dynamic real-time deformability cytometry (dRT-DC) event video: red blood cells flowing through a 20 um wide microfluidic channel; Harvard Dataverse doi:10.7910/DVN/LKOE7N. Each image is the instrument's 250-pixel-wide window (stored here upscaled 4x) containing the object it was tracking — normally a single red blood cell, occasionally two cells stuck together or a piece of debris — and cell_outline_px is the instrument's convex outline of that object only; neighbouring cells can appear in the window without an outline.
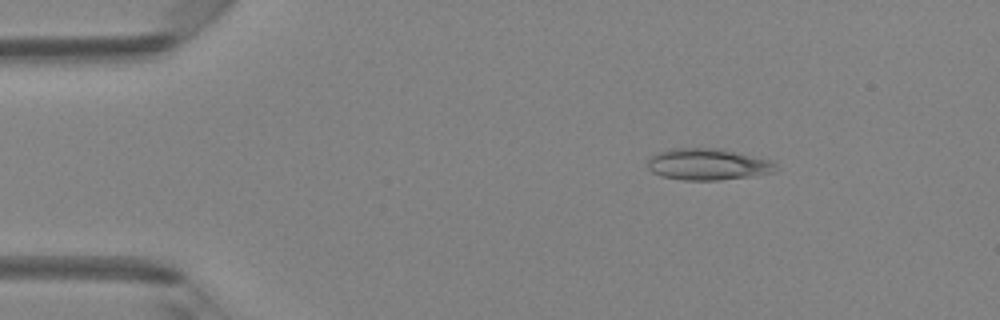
{"species": "Egyptian fruit bat (a non-hibernating species)", "species_latin": "Rousettus aegyptiacus", "temperature_condition": "room temperature", "stored_images_in_passage": 48, "camera_frame_rate_fps": 3000, "um_per_image_px": 0.085, "animal": {"sex": "female"}, "frame": {"image": 1, "passage_image": 7, "time_ms": 2.0, "image_size_px": [1000, 320], "cell_outline_px": [[776, 172], [720, 180], [684, 180], [660, 176], [652, 172], [648, 168], [648, 160], [656, 152], [672, 148], [720, 148], [772, 160], [776, 164]], "centroid_in_image_um": [60.15, 13.96], "position_along_channel_um": 24.8, "area_um2": 23.64}}
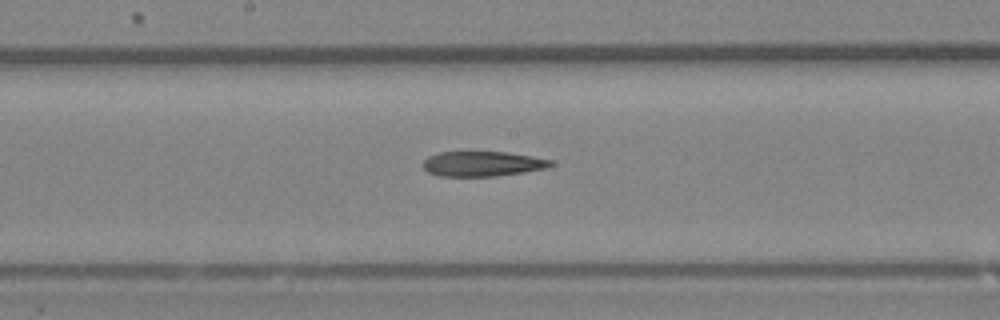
{"frame": {"image": 2, "passage_image": 25, "time_ms": 8.0, "image_size_px": [1000, 320], "cell_outline_px": [[556, 164], [548, 168], [524, 172], [496, 176], [440, 176], [428, 172], [420, 164], [428, 156], [436, 152], [504, 152], [532, 156], [552, 160]], "centroid_in_image_um": [41.01, 13.92], "position_along_channel_um": 207.2, "area_um2": 18.79}}
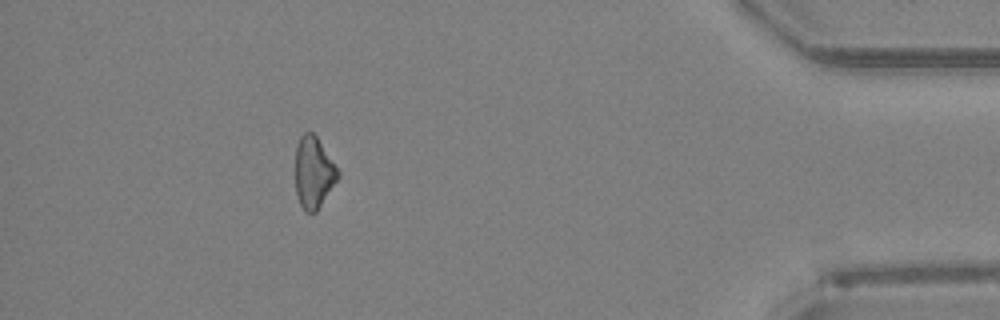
{"frame": {"image": 3, "passage_image": 43, "time_ms": 14.0, "image_size_px": [1000, 320], "cell_outline_px": [[340, 176], [316, 212], [304, 212], [300, 204], [296, 192], [296, 144], [300, 136], [304, 132], [312, 132], [316, 136], [340, 172]], "centroid_in_image_um": [26.65, 14.66], "position_along_channel_um": 408.5, "area_um2": 17.63}}